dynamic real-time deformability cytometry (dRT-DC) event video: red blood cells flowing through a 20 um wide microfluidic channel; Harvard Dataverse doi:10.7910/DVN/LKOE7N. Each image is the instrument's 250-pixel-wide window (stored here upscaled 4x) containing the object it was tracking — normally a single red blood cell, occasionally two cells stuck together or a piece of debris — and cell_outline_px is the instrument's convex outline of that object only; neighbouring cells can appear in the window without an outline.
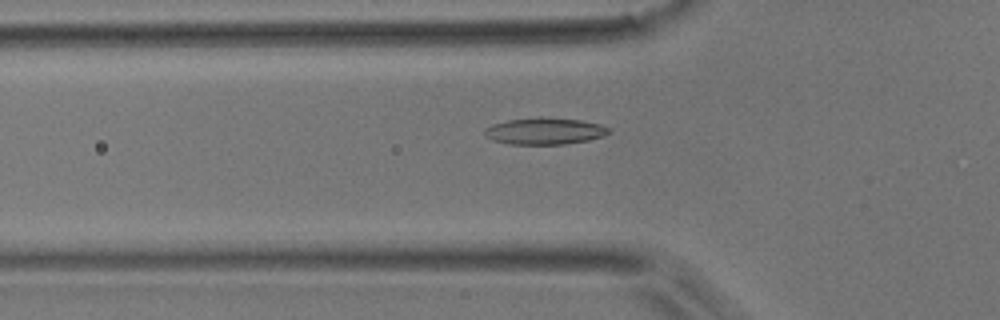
{"species": "common noctule bat (a hibernating species)", "species_latin": "Nyctalus noctula", "temperature_condition": "room temperature", "stored_images_in_passage": 24, "camera_frame_rate_fps": 3000, "um_per_image_px": 0.085, "animal": {"sex": "male", "body_mass_g": 17.9}, "frame": {"image": 1, "passage_image": 5, "time_ms": 1.333, "image_size_px": [1000, 320], "cell_outline_px": [[612, 128], [604, 136], [588, 140], [564, 144], [508, 144], [492, 140], [484, 136], [484, 128], [492, 124], [508, 120], [540, 116], [580, 120], [600, 124]], "centroid_in_image_um": [46.27, 11.13], "position_along_channel_um": 79.5, "area_um2": 19.54}}
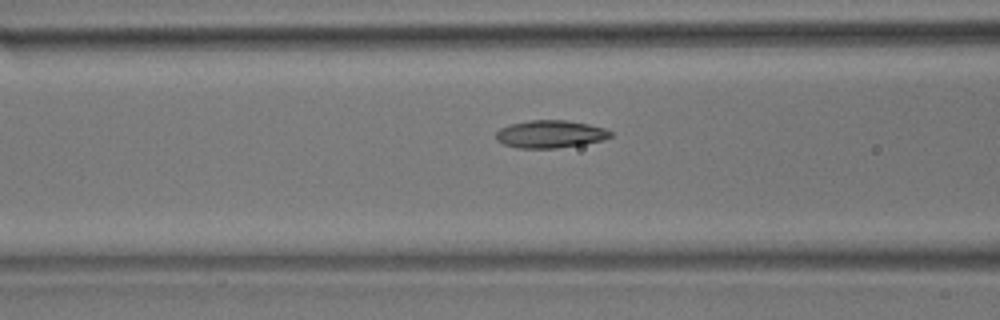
{"frame": {"image": 2, "passage_image": 8, "time_ms": 2.333, "image_size_px": [1000, 320], "cell_outline_px": [[612, 136], [604, 140], [556, 148], [516, 148], [504, 144], [496, 140], [496, 132], [500, 128], [508, 124], [528, 120], [568, 120], [588, 124], [604, 128], [612, 132]], "centroid_in_image_um": [46.74, 11.39], "position_along_channel_um": 119.9, "area_um2": 18.5}}
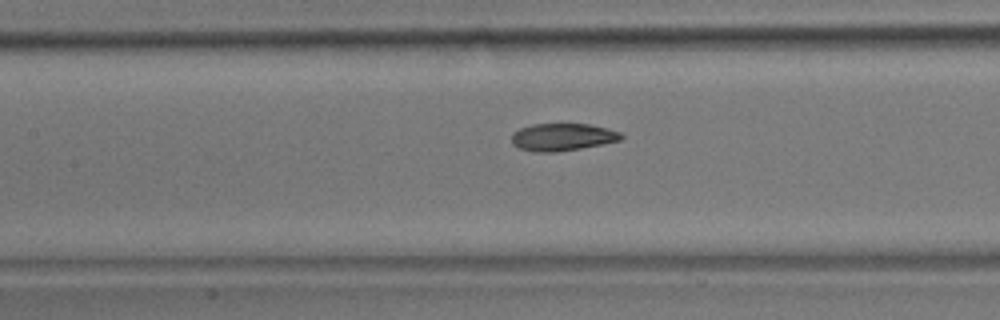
{"frame": {"image": 3, "passage_image": 11, "time_ms": 3.333, "image_size_px": [1000, 320], "cell_outline_px": [[624, 136], [620, 140], [604, 144], [556, 152], [536, 152], [520, 148], [512, 144], [512, 132], [520, 128], [532, 124], [588, 124], [608, 128], [620, 132]], "centroid_in_image_um": [47.81, 11.64], "position_along_channel_um": 159.6, "area_um2": 17.51}}